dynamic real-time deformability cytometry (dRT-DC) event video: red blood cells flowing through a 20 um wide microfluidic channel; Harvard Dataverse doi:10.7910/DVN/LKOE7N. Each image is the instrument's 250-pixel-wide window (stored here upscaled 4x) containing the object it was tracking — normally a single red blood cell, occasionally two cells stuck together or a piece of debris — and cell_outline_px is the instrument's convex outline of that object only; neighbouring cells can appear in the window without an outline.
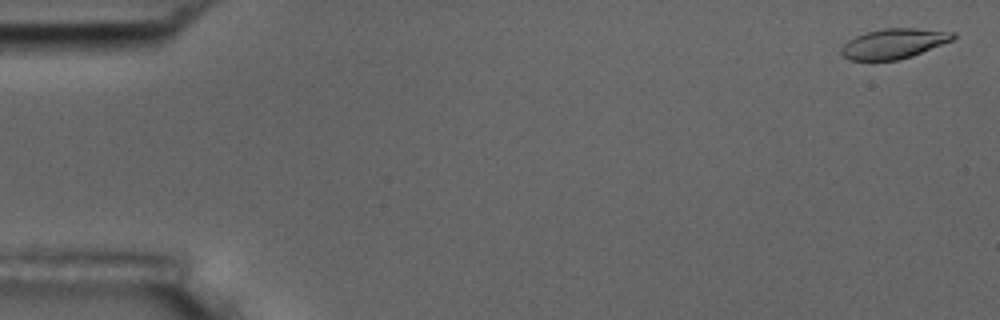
{"species": "common noctule bat (a hibernating species)", "species_latin": "Nyctalus noctula", "temperature_condition": "room temperature", "stored_images_in_passage": 6, "camera_frame_rate_fps": 3000, "um_per_image_px": 0.085, "animal": {"sex": "male", "body_mass_g": 17.5, "forearm_length_mm": 52.3}, "frame": {"image": 1, "passage_image": 1, "time_ms": 0.0, "image_size_px": [1000, 320], "cell_outline_px": [[956, 36], [952, 40], [912, 56], [896, 60], [848, 60], [840, 52], [840, 48], [848, 40], [856, 36], [868, 32], [884, 28], [912, 28], [956, 32]], "centroid_in_image_um": [75.96, 3.7], "position_along_channel_um": 9.0, "area_um2": 19.36}}
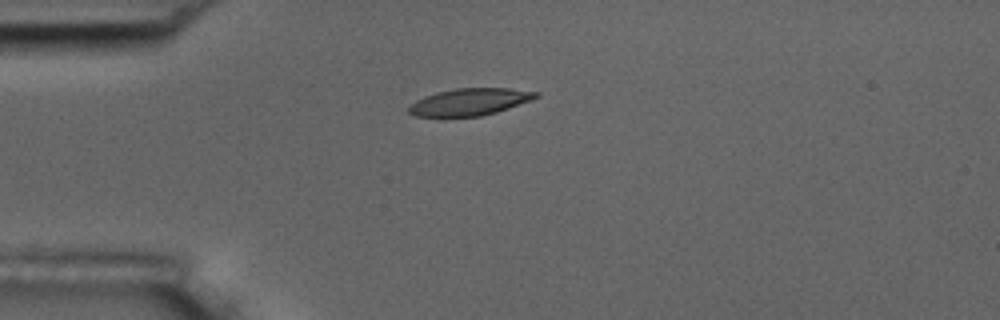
{"frame": {"image": 2, "passage_image": 4, "time_ms": 4.333, "image_size_px": [1000, 320], "cell_outline_px": [[540, 96], [508, 108], [496, 112], [480, 116], [416, 116], [408, 112], [408, 108], [416, 100], [424, 96], [436, 92], [456, 88], [508, 88], [540, 92]], "centroid_in_image_um": [39.93, 8.65], "position_along_channel_um": 45.1, "area_um2": 19.83}}